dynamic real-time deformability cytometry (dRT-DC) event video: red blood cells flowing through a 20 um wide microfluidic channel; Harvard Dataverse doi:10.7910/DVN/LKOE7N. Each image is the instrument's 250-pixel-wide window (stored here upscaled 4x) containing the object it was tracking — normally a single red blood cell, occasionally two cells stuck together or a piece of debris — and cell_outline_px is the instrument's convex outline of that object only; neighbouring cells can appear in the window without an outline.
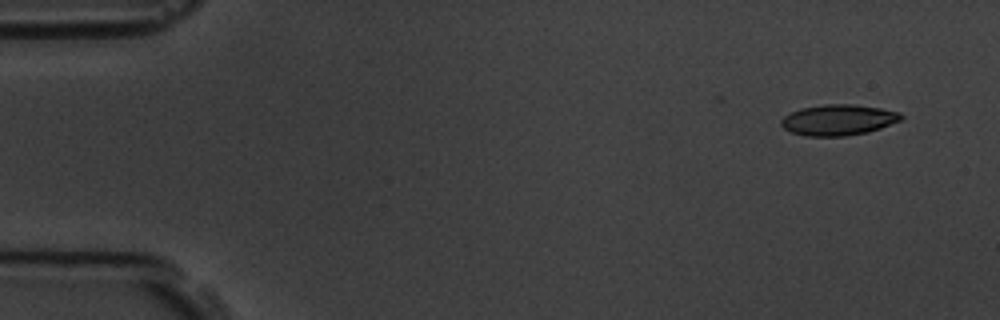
{"species": "common noctule bat (a hibernating species)", "species_latin": "Nyctalus noctula", "temperature_condition": "room temperature", "stored_images_in_passage": 9, "camera_frame_rate_fps": 3000, "um_per_image_px": 0.085, "animal": {"sex": "male", "body_mass_g": 19.5, "forearm_length_mm": 54.6}, "frame": {"image": 1, "passage_image": 1, "time_ms": 0.0, "image_size_px": [1000, 320], "cell_outline_px": [[904, 120], [868, 132], [844, 136], [804, 136], [792, 132], [784, 128], [780, 124], [780, 120], [784, 116], [800, 108], [824, 104], [852, 104], [880, 108], [900, 112], [904, 116]], "centroid_in_image_um": [71.28, 10.19], "position_along_channel_um": 13.7, "area_um2": 21.68}}
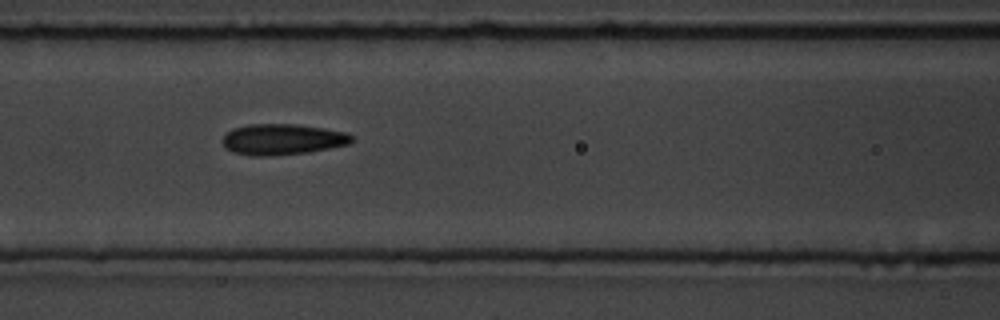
{"frame": {"image": 2, "passage_image": 7, "time_ms": 6.667, "image_size_px": [1000, 320], "cell_outline_px": [[352, 140], [348, 144], [308, 152], [268, 156], [252, 156], [232, 152], [224, 148], [224, 136], [232, 128], [248, 124], [292, 124], [324, 128], [348, 132], [352, 136]], "centroid_in_image_um": [23.98, 11.84], "position_along_channel_um": 142.6, "area_um2": 23.18}}
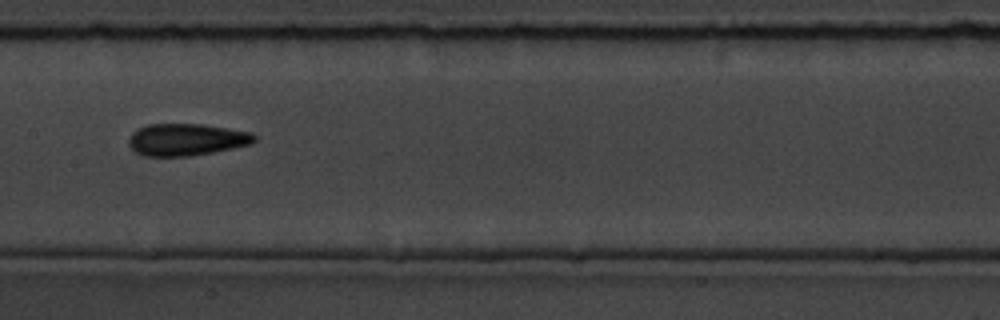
{"frame": {"image": 3, "passage_image": 8, "time_ms": 8.0, "image_size_px": [1000, 320], "cell_outline_px": [[256, 140], [252, 144], [212, 152], [188, 156], [144, 156], [136, 152], [128, 144], [128, 140], [132, 132], [148, 124], [204, 124], [252, 132], [256, 136]], "centroid_in_image_um": [15.86, 11.86], "position_along_channel_um": 191.5, "area_um2": 23.47}}